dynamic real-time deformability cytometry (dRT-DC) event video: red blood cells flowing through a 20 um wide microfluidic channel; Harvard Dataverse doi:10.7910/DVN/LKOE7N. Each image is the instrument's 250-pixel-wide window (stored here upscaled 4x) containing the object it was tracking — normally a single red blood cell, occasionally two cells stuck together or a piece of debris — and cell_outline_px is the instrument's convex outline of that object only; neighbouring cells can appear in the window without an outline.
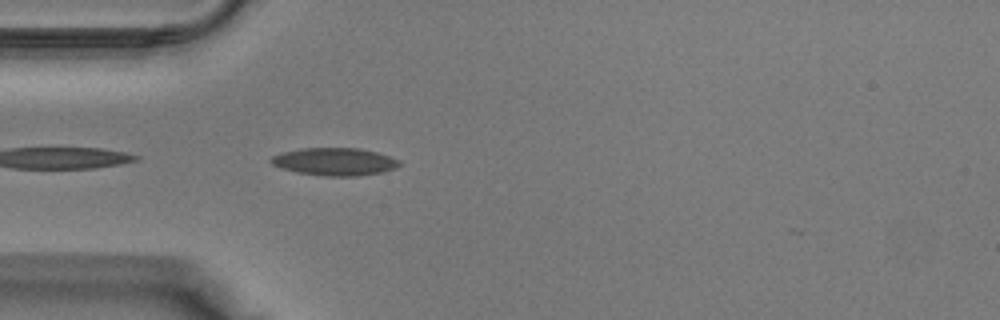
{"species": "Egyptian fruit bat (a non-hibernating species)", "species_latin": "Rousettus aegyptiacus", "temperature_condition": "warm", "stored_images_in_passage": 18, "camera_frame_rate_fps": 3000, "um_per_image_px": 0.085, "animal": {"sex": "male"}, "frame": {"image": 1, "passage_image": 1, "time_ms": 0.0, "image_size_px": [1000, 320], "cell_outline_px": [[400, 164], [396, 168], [380, 172], [356, 176], [324, 176], [296, 172], [280, 168], [272, 164], [268, 160], [272, 156], [280, 152], [300, 148], [360, 148], [376, 152], [400, 160]], "centroid_in_image_um": [28.39, 13.73], "position_along_channel_um": 56.6, "area_um2": 20.75}}
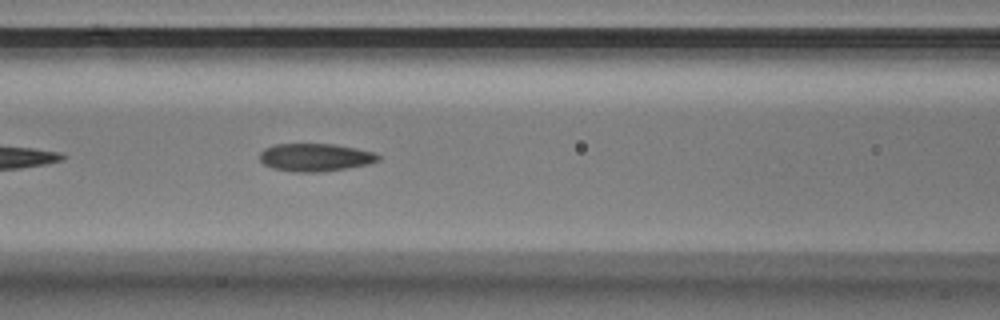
{"frame": {"image": 2, "passage_image": 6, "time_ms": 1.667, "image_size_px": [1000, 320], "cell_outline_px": [[380, 160], [368, 164], [320, 172], [292, 172], [272, 168], [264, 164], [260, 160], [260, 152], [264, 148], [276, 144], [336, 144], [376, 152], [380, 156]], "centroid_in_image_um": [26.8, 13.37], "position_along_channel_um": 139.8, "area_um2": 19.31}}